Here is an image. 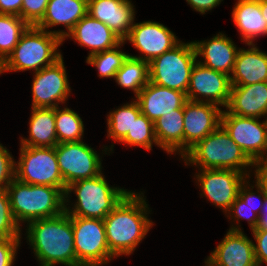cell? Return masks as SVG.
<instances>
[{
	"mask_svg": "<svg viewBox=\"0 0 267 266\" xmlns=\"http://www.w3.org/2000/svg\"><path fill=\"white\" fill-rule=\"evenodd\" d=\"M143 194L130 191L103 219L108 247L115 258L131 255L154 225Z\"/></svg>",
	"mask_w": 267,
	"mask_h": 266,
	"instance_id": "6da1fadb",
	"label": "cell"
},
{
	"mask_svg": "<svg viewBox=\"0 0 267 266\" xmlns=\"http://www.w3.org/2000/svg\"><path fill=\"white\" fill-rule=\"evenodd\" d=\"M26 239L40 266H81L76 259L72 216L67 212L27 224Z\"/></svg>",
	"mask_w": 267,
	"mask_h": 266,
	"instance_id": "7a4b0ae2",
	"label": "cell"
},
{
	"mask_svg": "<svg viewBox=\"0 0 267 266\" xmlns=\"http://www.w3.org/2000/svg\"><path fill=\"white\" fill-rule=\"evenodd\" d=\"M181 158L185 165H195L199 169H225L246 174L250 178L253 161L231 139L220 125L214 132L197 142Z\"/></svg>",
	"mask_w": 267,
	"mask_h": 266,
	"instance_id": "3957f363",
	"label": "cell"
},
{
	"mask_svg": "<svg viewBox=\"0 0 267 266\" xmlns=\"http://www.w3.org/2000/svg\"><path fill=\"white\" fill-rule=\"evenodd\" d=\"M11 212L16 223L52 218L65 211V193L57 187L32 185L16 178L7 187Z\"/></svg>",
	"mask_w": 267,
	"mask_h": 266,
	"instance_id": "277c9868",
	"label": "cell"
},
{
	"mask_svg": "<svg viewBox=\"0 0 267 266\" xmlns=\"http://www.w3.org/2000/svg\"><path fill=\"white\" fill-rule=\"evenodd\" d=\"M62 40L57 35L34 25H29L18 44L1 63V73L32 70L37 72L55 63L62 57L59 46Z\"/></svg>",
	"mask_w": 267,
	"mask_h": 266,
	"instance_id": "5b68a950",
	"label": "cell"
},
{
	"mask_svg": "<svg viewBox=\"0 0 267 266\" xmlns=\"http://www.w3.org/2000/svg\"><path fill=\"white\" fill-rule=\"evenodd\" d=\"M77 196L72 209L68 203L70 193ZM130 192V190L112 187L103 174L90 179H82L71 183L65 191V212L72 217L104 219Z\"/></svg>",
	"mask_w": 267,
	"mask_h": 266,
	"instance_id": "8992f818",
	"label": "cell"
},
{
	"mask_svg": "<svg viewBox=\"0 0 267 266\" xmlns=\"http://www.w3.org/2000/svg\"><path fill=\"white\" fill-rule=\"evenodd\" d=\"M197 62L193 42L180 41L171 50L149 62V81L187 93L191 71Z\"/></svg>",
	"mask_w": 267,
	"mask_h": 266,
	"instance_id": "52a82bcc",
	"label": "cell"
},
{
	"mask_svg": "<svg viewBox=\"0 0 267 266\" xmlns=\"http://www.w3.org/2000/svg\"><path fill=\"white\" fill-rule=\"evenodd\" d=\"M19 160L15 162V178L32 185H47L60 188L66 185L62 178L55 147L20 146Z\"/></svg>",
	"mask_w": 267,
	"mask_h": 266,
	"instance_id": "ba28073f",
	"label": "cell"
},
{
	"mask_svg": "<svg viewBox=\"0 0 267 266\" xmlns=\"http://www.w3.org/2000/svg\"><path fill=\"white\" fill-rule=\"evenodd\" d=\"M74 249L81 266L107 265L115 258L109 250L103 219L72 217Z\"/></svg>",
	"mask_w": 267,
	"mask_h": 266,
	"instance_id": "9c48e42d",
	"label": "cell"
},
{
	"mask_svg": "<svg viewBox=\"0 0 267 266\" xmlns=\"http://www.w3.org/2000/svg\"><path fill=\"white\" fill-rule=\"evenodd\" d=\"M94 150L83 141L58 143L55 146L58 166L66 187L102 173V158Z\"/></svg>",
	"mask_w": 267,
	"mask_h": 266,
	"instance_id": "30bf717a",
	"label": "cell"
},
{
	"mask_svg": "<svg viewBox=\"0 0 267 266\" xmlns=\"http://www.w3.org/2000/svg\"><path fill=\"white\" fill-rule=\"evenodd\" d=\"M221 125L231 139L254 162L267 155V121L241 117L222 110Z\"/></svg>",
	"mask_w": 267,
	"mask_h": 266,
	"instance_id": "8fae6325",
	"label": "cell"
},
{
	"mask_svg": "<svg viewBox=\"0 0 267 266\" xmlns=\"http://www.w3.org/2000/svg\"><path fill=\"white\" fill-rule=\"evenodd\" d=\"M34 73L31 87L32 108H56L67 101L71 87L63 57Z\"/></svg>",
	"mask_w": 267,
	"mask_h": 266,
	"instance_id": "7c38bea8",
	"label": "cell"
},
{
	"mask_svg": "<svg viewBox=\"0 0 267 266\" xmlns=\"http://www.w3.org/2000/svg\"><path fill=\"white\" fill-rule=\"evenodd\" d=\"M195 175L202 193L210 203L226 213L236 200L240 186L249 177L239 171L225 169H200Z\"/></svg>",
	"mask_w": 267,
	"mask_h": 266,
	"instance_id": "4fadbf2b",
	"label": "cell"
},
{
	"mask_svg": "<svg viewBox=\"0 0 267 266\" xmlns=\"http://www.w3.org/2000/svg\"><path fill=\"white\" fill-rule=\"evenodd\" d=\"M230 92L229 75L210 69L198 61L195 63L186 93L188 100L212 103L226 108Z\"/></svg>",
	"mask_w": 267,
	"mask_h": 266,
	"instance_id": "5bb4252c",
	"label": "cell"
},
{
	"mask_svg": "<svg viewBox=\"0 0 267 266\" xmlns=\"http://www.w3.org/2000/svg\"><path fill=\"white\" fill-rule=\"evenodd\" d=\"M129 41L142 55L130 57L150 62L164 52L171 50L180 40L165 25L155 21H143L133 24L129 35L123 40Z\"/></svg>",
	"mask_w": 267,
	"mask_h": 266,
	"instance_id": "9a60e30c",
	"label": "cell"
},
{
	"mask_svg": "<svg viewBox=\"0 0 267 266\" xmlns=\"http://www.w3.org/2000/svg\"><path fill=\"white\" fill-rule=\"evenodd\" d=\"M222 108L187 100L184 105V154L221 125Z\"/></svg>",
	"mask_w": 267,
	"mask_h": 266,
	"instance_id": "2e32d148",
	"label": "cell"
},
{
	"mask_svg": "<svg viewBox=\"0 0 267 266\" xmlns=\"http://www.w3.org/2000/svg\"><path fill=\"white\" fill-rule=\"evenodd\" d=\"M207 260L213 266H257L254 242L243 231L228 230Z\"/></svg>",
	"mask_w": 267,
	"mask_h": 266,
	"instance_id": "e0dca14e",
	"label": "cell"
},
{
	"mask_svg": "<svg viewBox=\"0 0 267 266\" xmlns=\"http://www.w3.org/2000/svg\"><path fill=\"white\" fill-rule=\"evenodd\" d=\"M88 14L106 24L122 40L129 35L135 19L131 0H88Z\"/></svg>",
	"mask_w": 267,
	"mask_h": 266,
	"instance_id": "ac0fdd59",
	"label": "cell"
},
{
	"mask_svg": "<svg viewBox=\"0 0 267 266\" xmlns=\"http://www.w3.org/2000/svg\"><path fill=\"white\" fill-rule=\"evenodd\" d=\"M141 113L155 122L158 118L184 107L186 93L149 83L135 97Z\"/></svg>",
	"mask_w": 267,
	"mask_h": 266,
	"instance_id": "d6986e66",
	"label": "cell"
},
{
	"mask_svg": "<svg viewBox=\"0 0 267 266\" xmlns=\"http://www.w3.org/2000/svg\"><path fill=\"white\" fill-rule=\"evenodd\" d=\"M192 42L197 58H199V56L203 57V60H197L199 63L210 69L231 76L235 65L236 55L240 48H237L229 37L221 32L209 40H195Z\"/></svg>",
	"mask_w": 267,
	"mask_h": 266,
	"instance_id": "ffe728a7",
	"label": "cell"
},
{
	"mask_svg": "<svg viewBox=\"0 0 267 266\" xmlns=\"http://www.w3.org/2000/svg\"><path fill=\"white\" fill-rule=\"evenodd\" d=\"M66 38H72L81 47L92 49L88 56L115 48L123 41L106 24L96 20L88 13L77 22L64 40Z\"/></svg>",
	"mask_w": 267,
	"mask_h": 266,
	"instance_id": "44dd1931",
	"label": "cell"
},
{
	"mask_svg": "<svg viewBox=\"0 0 267 266\" xmlns=\"http://www.w3.org/2000/svg\"><path fill=\"white\" fill-rule=\"evenodd\" d=\"M87 13L88 0H49L44 17L36 26L64 40ZM60 24L64 25L67 31L49 30Z\"/></svg>",
	"mask_w": 267,
	"mask_h": 266,
	"instance_id": "7402d4cb",
	"label": "cell"
},
{
	"mask_svg": "<svg viewBox=\"0 0 267 266\" xmlns=\"http://www.w3.org/2000/svg\"><path fill=\"white\" fill-rule=\"evenodd\" d=\"M228 113L241 117L264 118L267 116V82L245 86H231L226 106Z\"/></svg>",
	"mask_w": 267,
	"mask_h": 266,
	"instance_id": "603a6c76",
	"label": "cell"
},
{
	"mask_svg": "<svg viewBox=\"0 0 267 266\" xmlns=\"http://www.w3.org/2000/svg\"><path fill=\"white\" fill-rule=\"evenodd\" d=\"M248 46L247 50L240 48L237 52L230 76L231 86L267 82V53L262 52L254 43Z\"/></svg>",
	"mask_w": 267,
	"mask_h": 266,
	"instance_id": "cb8c5ba5",
	"label": "cell"
},
{
	"mask_svg": "<svg viewBox=\"0 0 267 266\" xmlns=\"http://www.w3.org/2000/svg\"><path fill=\"white\" fill-rule=\"evenodd\" d=\"M232 20L240 32L241 41L253 44L256 37L267 35V22L260 10V0H237Z\"/></svg>",
	"mask_w": 267,
	"mask_h": 266,
	"instance_id": "d4e9b609",
	"label": "cell"
},
{
	"mask_svg": "<svg viewBox=\"0 0 267 266\" xmlns=\"http://www.w3.org/2000/svg\"><path fill=\"white\" fill-rule=\"evenodd\" d=\"M154 131L158 147L168 154L184 155V107L158 118Z\"/></svg>",
	"mask_w": 267,
	"mask_h": 266,
	"instance_id": "484cf974",
	"label": "cell"
},
{
	"mask_svg": "<svg viewBox=\"0 0 267 266\" xmlns=\"http://www.w3.org/2000/svg\"><path fill=\"white\" fill-rule=\"evenodd\" d=\"M29 120V138L21 137V146L55 147L58 144L55 108L31 107Z\"/></svg>",
	"mask_w": 267,
	"mask_h": 266,
	"instance_id": "4316f807",
	"label": "cell"
},
{
	"mask_svg": "<svg viewBox=\"0 0 267 266\" xmlns=\"http://www.w3.org/2000/svg\"><path fill=\"white\" fill-rule=\"evenodd\" d=\"M114 80L121 87L131 89L136 97L149 83V62L128 56Z\"/></svg>",
	"mask_w": 267,
	"mask_h": 266,
	"instance_id": "83f0119b",
	"label": "cell"
},
{
	"mask_svg": "<svg viewBox=\"0 0 267 266\" xmlns=\"http://www.w3.org/2000/svg\"><path fill=\"white\" fill-rule=\"evenodd\" d=\"M141 113L139 104L136 100L126 103L107 115V138L114 142H121L131 131L133 122Z\"/></svg>",
	"mask_w": 267,
	"mask_h": 266,
	"instance_id": "f1b7e54d",
	"label": "cell"
},
{
	"mask_svg": "<svg viewBox=\"0 0 267 266\" xmlns=\"http://www.w3.org/2000/svg\"><path fill=\"white\" fill-rule=\"evenodd\" d=\"M55 124L58 143L83 141L84 123L74 110L56 107Z\"/></svg>",
	"mask_w": 267,
	"mask_h": 266,
	"instance_id": "f546056e",
	"label": "cell"
},
{
	"mask_svg": "<svg viewBox=\"0 0 267 266\" xmlns=\"http://www.w3.org/2000/svg\"><path fill=\"white\" fill-rule=\"evenodd\" d=\"M28 26L19 16L0 14V63L13 51Z\"/></svg>",
	"mask_w": 267,
	"mask_h": 266,
	"instance_id": "4dcf8cb0",
	"label": "cell"
},
{
	"mask_svg": "<svg viewBox=\"0 0 267 266\" xmlns=\"http://www.w3.org/2000/svg\"><path fill=\"white\" fill-rule=\"evenodd\" d=\"M124 43L122 41L115 48L88 56L86 63L97 68L99 77L115 78L116 72L130 55L119 49Z\"/></svg>",
	"mask_w": 267,
	"mask_h": 266,
	"instance_id": "1f68e13d",
	"label": "cell"
},
{
	"mask_svg": "<svg viewBox=\"0 0 267 266\" xmlns=\"http://www.w3.org/2000/svg\"><path fill=\"white\" fill-rule=\"evenodd\" d=\"M129 146L143 147L148 151L152 150V145L158 146L154 131V122L149 120L143 113H140L133 122L131 131L120 142Z\"/></svg>",
	"mask_w": 267,
	"mask_h": 266,
	"instance_id": "d6a6232c",
	"label": "cell"
},
{
	"mask_svg": "<svg viewBox=\"0 0 267 266\" xmlns=\"http://www.w3.org/2000/svg\"><path fill=\"white\" fill-rule=\"evenodd\" d=\"M21 230L12 215L7 190L0 189V238H21Z\"/></svg>",
	"mask_w": 267,
	"mask_h": 266,
	"instance_id": "836d02e7",
	"label": "cell"
},
{
	"mask_svg": "<svg viewBox=\"0 0 267 266\" xmlns=\"http://www.w3.org/2000/svg\"><path fill=\"white\" fill-rule=\"evenodd\" d=\"M228 213V214H227ZM228 219H233L237 221L238 225H231L230 231H242L240 228V220H247L251 230L256 229L259 216L254 213V209H252L247 203H245L239 196H237L236 200L231 204L230 209L226 212Z\"/></svg>",
	"mask_w": 267,
	"mask_h": 266,
	"instance_id": "e575fe53",
	"label": "cell"
},
{
	"mask_svg": "<svg viewBox=\"0 0 267 266\" xmlns=\"http://www.w3.org/2000/svg\"><path fill=\"white\" fill-rule=\"evenodd\" d=\"M49 0H23L21 18L28 24L36 26L44 17Z\"/></svg>",
	"mask_w": 267,
	"mask_h": 266,
	"instance_id": "d590c367",
	"label": "cell"
},
{
	"mask_svg": "<svg viewBox=\"0 0 267 266\" xmlns=\"http://www.w3.org/2000/svg\"><path fill=\"white\" fill-rule=\"evenodd\" d=\"M6 147L0 143V189H7L15 179V160Z\"/></svg>",
	"mask_w": 267,
	"mask_h": 266,
	"instance_id": "8d00e7d4",
	"label": "cell"
},
{
	"mask_svg": "<svg viewBox=\"0 0 267 266\" xmlns=\"http://www.w3.org/2000/svg\"><path fill=\"white\" fill-rule=\"evenodd\" d=\"M249 183H250L249 180L246 179L245 182L239 188L238 196L245 203H247L252 209H254V213L259 216L265 199V192L256 182L254 186H252V184L250 185ZM255 186L258 194L253 191V188ZM255 199H260L258 200L259 201L258 204H256Z\"/></svg>",
	"mask_w": 267,
	"mask_h": 266,
	"instance_id": "74e56055",
	"label": "cell"
},
{
	"mask_svg": "<svg viewBox=\"0 0 267 266\" xmlns=\"http://www.w3.org/2000/svg\"><path fill=\"white\" fill-rule=\"evenodd\" d=\"M21 238H0V266H13Z\"/></svg>",
	"mask_w": 267,
	"mask_h": 266,
	"instance_id": "f35d334b",
	"label": "cell"
},
{
	"mask_svg": "<svg viewBox=\"0 0 267 266\" xmlns=\"http://www.w3.org/2000/svg\"><path fill=\"white\" fill-rule=\"evenodd\" d=\"M252 235L256 241L254 244V255L257 266H261L264 262L267 264V230L254 229Z\"/></svg>",
	"mask_w": 267,
	"mask_h": 266,
	"instance_id": "ab89813d",
	"label": "cell"
},
{
	"mask_svg": "<svg viewBox=\"0 0 267 266\" xmlns=\"http://www.w3.org/2000/svg\"><path fill=\"white\" fill-rule=\"evenodd\" d=\"M253 167H255L254 175L256 183L267 194V155L255 160Z\"/></svg>",
	"mask_w": 267,
	"mask_h": 266,
	"instance_id": "60d3db41",
	"label": "cell"
},
{
	"mask_svg": "<svg viewBox=\"0 0 267 266\" xmlns=\"http://www.w3.org/2000/svg\"><path fill=\"white\" fill-rule=\"evenodd\" d=\"M223 0H186L193 10L205 14L220 5Z\"/></svg>",
	"mask_w": 267,
	"mask_h": 266,
	"instance_id": "b9f144b4",
	"label": "cell"
},
{
	"mask_svg": "<svg viewBox=\"0 0 267 266\" xmlns=\"http://www.w3.org/2000/svg\"><path fill=\"white\" fill-rule=\"evenodd\" d=\"M23 0H0V14L16 15L21 18Z\"/></svg>",
	"mask_w": 267,
	"mask_h": 266,
	"instance_id": "7bdbcfd3",
	"label": "cell"
},
{
	"mask_svg": "<svg viewBox=\"0 0 267 266\" xmlns=\"http://www.w3.org/2000/svg\"><path fill=\"white\" fill-rule=\"evenodd\" d=\"M256 229H266L267 230V194H265V199L263 206L261 208V213L258 218V223Z\"/></svg>",
	"mask_w": 267,
	"mask_h": 266,
	"instance_id": "ee69618b",
	"label": "cell"
},
{
	"mask_svg": "<svg viewBox=\"0 0 267 266\" xmlns=\"http://www.w3.org/2000/svg\"><path fill=\"white\" fill-rule=\"evenodd\" d=\"M260 10L264 19L267 22V0H260Z\"/></svg>",
	"mask_w": 267,
	"mask_h": 266,
	"instance_id": "f6af8a7d",
	"label": "cell"
},
{
	"mask_svg": "<svg viewBox=\"0 0 267 266\" xmlns=\"http://www.w3.org/2000/svg\"><path fill=\"white\" fill-rule=\"evenodd\" d=\"M205 266H213L207 259L205 260Z\"/></svg>",
	"mask_w": 267,
	"mask_h": 266,
	"instance_id": "bcb514c9",
	"label": "cell"
}]
</instances>
